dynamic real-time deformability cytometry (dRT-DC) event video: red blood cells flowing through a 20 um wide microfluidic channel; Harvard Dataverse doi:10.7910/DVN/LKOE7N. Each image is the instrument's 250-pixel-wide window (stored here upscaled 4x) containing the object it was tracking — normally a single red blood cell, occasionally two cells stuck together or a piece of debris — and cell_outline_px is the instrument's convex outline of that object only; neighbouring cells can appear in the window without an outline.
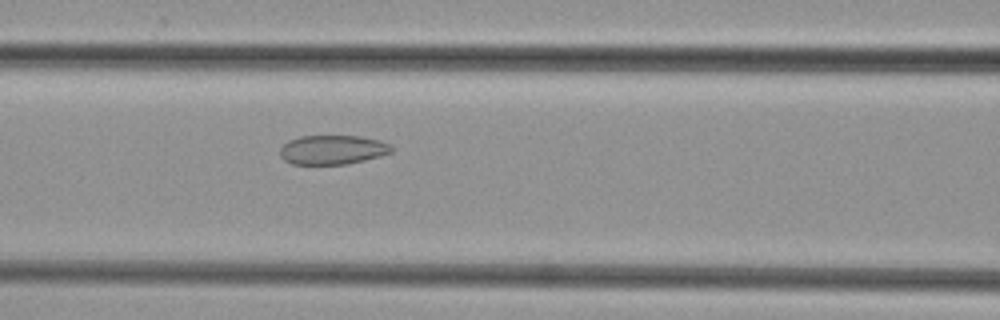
{"species": "common noctule bat (a hibernating species)", "species_latin": "Nyctalus noctula", "temperature_condition": "cold", "stored_images_in_passage": 41, "camera_frame_rate_fps": 3000, "um_per_image_px": 0.085, "animal": {"sex": "female", "body_mass_g": 29.2, "forearm_length_mm": 56.3}, "frame": {"image": 1, "passage_image": 18, "time_ms": 5.667, "image_size_px": [1000, 320], "cell_outline_px": [[392, 152], [380, 156], [348, 164], [292, 164], [284, 160], [280, 156], [280, 148], [288, 140], [300, 136], [360, 136], [380, 140], [388, 144], [392, 148]], "centroid_in_image_um": [28.24, 12.73], "position_along_channel_um": 138.4, "area_um2": 19.02}}
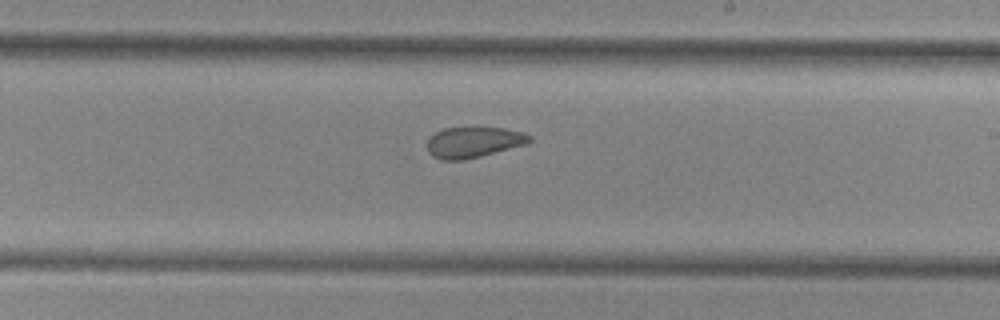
{"frame": {"image": 2, "passage_image": 26, "time_ms": 8.333, "image_size_px": [1000, 320], "cell_outline_px": [[532, 140], [528, 144], [464, 160], [440, 160], [432, 156], [428, 152], [428, 140], [436, 132], [444, 128], [504, 128], [524, 132], [532, 136]], "centroid_in_image_um": [40.28, 12.1], "position_along_channel_um": 248.7, "area_um2": 18.32}}
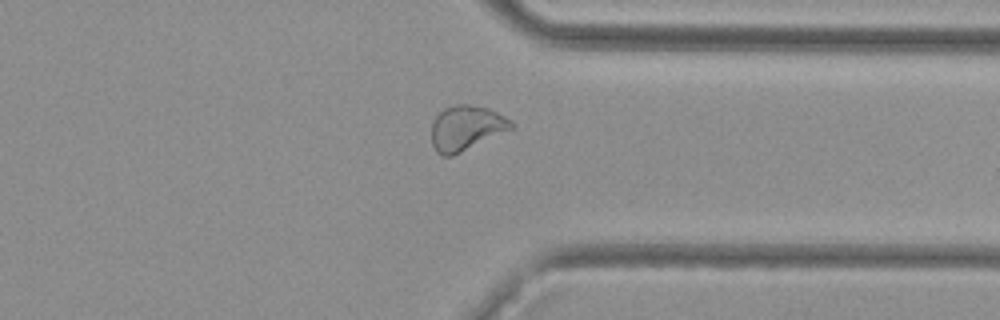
{"frame": {"image": 3, "passage_image": 35, "time_ms": 11.333, "image_size_px": [1000, 320], "cell_outline_px": [[512, 128], [452, 156], [444, 156], [436, 152], [432, 144], [432, 120], [444, 108], [456, 104], [468, 104], [488, 108], [512, 120]], "centroid_in_image_um": [39.59, 10.87], "position_along_channel_um": 371.8, "area_um2": 20.58}}